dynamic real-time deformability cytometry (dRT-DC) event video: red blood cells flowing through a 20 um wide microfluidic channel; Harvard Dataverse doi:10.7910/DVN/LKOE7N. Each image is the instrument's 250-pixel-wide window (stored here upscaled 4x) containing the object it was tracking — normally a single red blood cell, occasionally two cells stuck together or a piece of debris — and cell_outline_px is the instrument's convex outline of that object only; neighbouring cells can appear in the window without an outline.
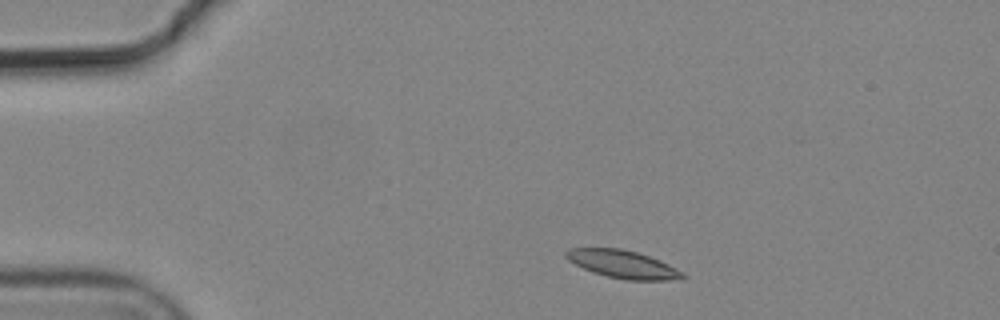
{"species": "common noctule bat (a hibernating species)", "species_latin": "Nyctalus noctula", "temperature_condition": "cold", "stored_images_in_passage": 4, "camera_frame_rate_fps": 3000, "um_per_image_px": 0.085, "animal": {"sex": "male", "body_mass_g": 19.2, "forearm_length_mm": 51.8}, "frame": {"image": 1, "passage_image": 1, "time_ms": 0.0, "image_size_px": [1000, 320], "cell_outline_px": [[684, 276], [668, 280], [628, 280], [608, 276], [592, 272], [568, 260], [564, 256], [564, 252], [568, 248], [620, 248], [636, 252], [660, 260], [684, 272]], "centroid_in_image_um": [52.89, 22.44], "position_along_channel_um": 32.1, "area_um2": 18.67}}
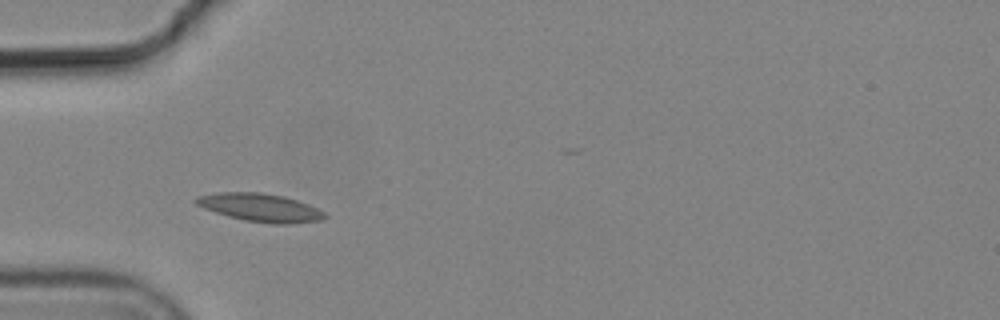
{"frame": {"image": 2, "passage_image": 3, "time_ms": 0.667, "image_size_px": [1000, 320], "cell_outline_px": [[328, 216], [324, 220], [288, 224], [276, 224], [244, 220], [228, 216], [204, 208], [196, 204], [192, 200], [196, 196], [216, 192], [260, 192], [284, 196], [308, 204], [324, 212]], "centroid_in_image_um": [22.11, 17.64], "position_along_channel_um": 62.9, "area_um2": 21.15}}
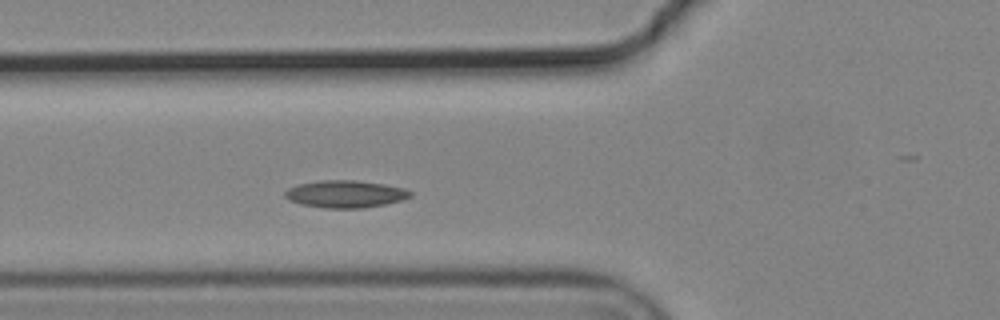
{"frame": {"image": 3, "passage_image": 4, "time_ms": 1.0, "image_size_px": [1000, 320], "cell_outline_px": [[412, 196], [400, 200], [384, 204], [360, 208], [324, 208], [300, 204], [288, 200], [284, 196], [284, 192], [288, 188], [296, 184], [320, 180], [356, 180], [384, 184], [404, 188], [412, 192]], "centroid_in_image_um": [29.3, 16.48], "position_along_channel_um": 96.5, "area_um2": 20.0}}